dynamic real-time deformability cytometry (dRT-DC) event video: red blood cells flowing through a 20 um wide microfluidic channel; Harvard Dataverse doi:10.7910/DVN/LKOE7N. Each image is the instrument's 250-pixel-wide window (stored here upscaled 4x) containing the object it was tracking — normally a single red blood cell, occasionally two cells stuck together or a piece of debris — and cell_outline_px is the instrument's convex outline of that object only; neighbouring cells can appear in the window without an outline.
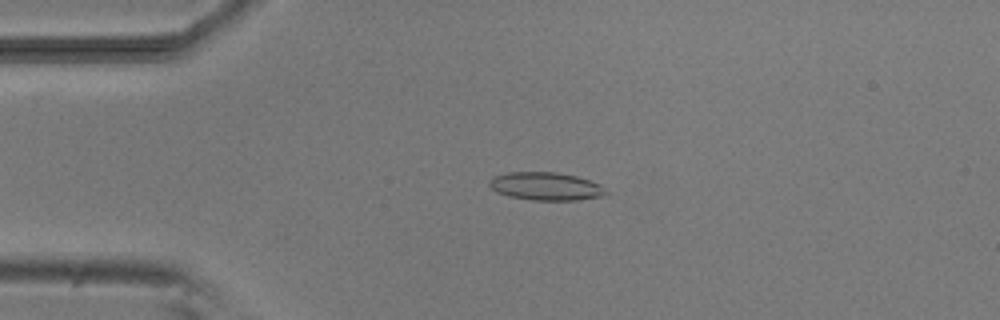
{"species": "common noctule bat (a hibernating species)", "species_latin": "Nyctalus noctula", "temperature_condition": "room temperature", "stored_images_in_passage": 5, "camera_frame_rate_fps": 3000, "um_per_image_px": 0.085, "animal": {"sex": "male", "body_mass_g": 20.5, "forearm_length_mm": 52.5}, "frame": {"image": 1, "passage_image": 4, "time_ms": 3.333, "image_size_px": [1000, 320], "cell_outline_px": [[608, 192], [604, 196], [576, 200], [532, 200], [508, 196], [496, 192], [488, 184], [488, 180], [492, 176], [508, 172], [556, 172], [576, 176], [600, 184]], "centroid_in_image_um": [46.36, 15.83], "position_along_channel_um": 38.6, "area_um2": 19.13}}